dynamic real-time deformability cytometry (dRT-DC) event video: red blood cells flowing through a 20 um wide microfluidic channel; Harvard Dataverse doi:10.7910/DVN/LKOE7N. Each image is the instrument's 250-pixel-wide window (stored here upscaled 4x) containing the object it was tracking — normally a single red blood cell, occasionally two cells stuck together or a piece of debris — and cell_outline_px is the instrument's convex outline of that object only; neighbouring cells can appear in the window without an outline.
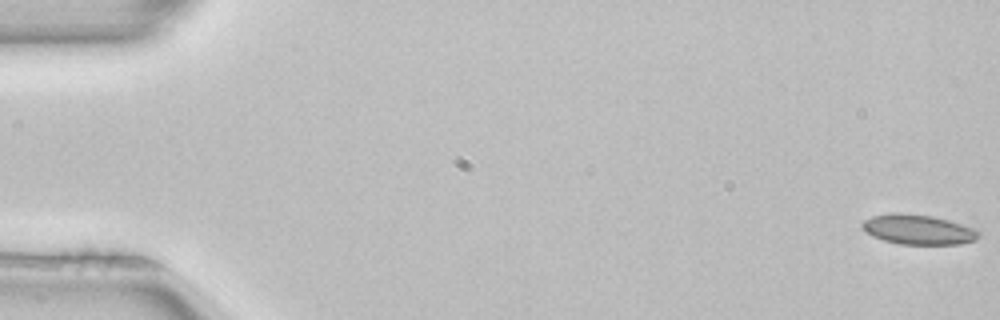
{"species": "common noctule bat (a hibernating species)", "species_latin": "Nyctalus noctula", "temperature_condition": "room temperature", "stored_images_in_passage": 3, "camera_frame_rate_fps": 3000, "um_per_image_px": 0.085, "animal": {"sex": "female", "body_mass_g": 22.7, "forearm_length_mm": 54.2}, "frame": {"image": 1, "passage_image": 1, "time_ms": 0.0, "image_size_px": [1000, 320], "cell_outline_px": [[980, 236], [976, 240], [960, 244], [900, 244], [884, 240], [872, 236], [864, 232], [860, 224], [864, 220], [872, 216], [892, 212], [900, 212], [932, 216], [948, 220], [972, 228], [980, 232]], "centroid_in_image_um": [78.0, 19.5], "position_along_channel_um": 7.0, "area_um2": 20.35}}